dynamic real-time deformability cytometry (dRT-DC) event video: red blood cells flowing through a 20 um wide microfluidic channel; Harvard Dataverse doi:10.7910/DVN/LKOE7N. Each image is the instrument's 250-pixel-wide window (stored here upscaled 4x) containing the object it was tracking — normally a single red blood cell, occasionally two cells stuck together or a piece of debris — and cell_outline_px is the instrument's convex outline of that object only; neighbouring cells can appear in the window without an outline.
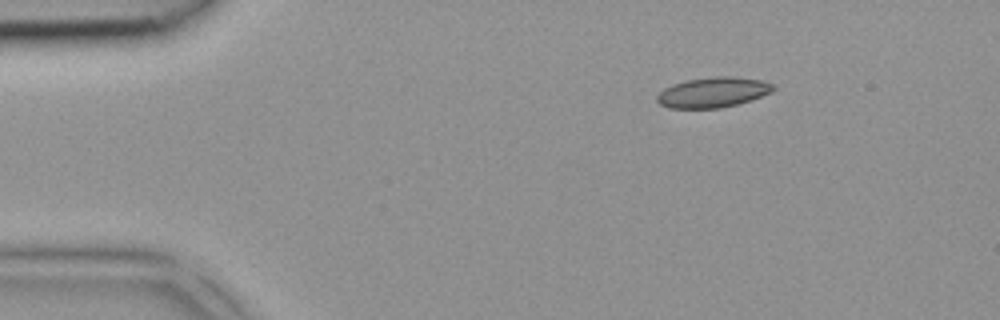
{"species": "common noctule bat (a hibernating species)", "species_latin": "Nyctalus noctula", "temperature_condition": "room temperature", "stored_images_in_passage": 37, "camera_frame_rate_fps": 3000, "um_per_image_px": 0.085, "animal": {"sex": "female", "body_mass_g": 18.4}, "frame": {"image": 1, "passage_image": 1, "time_ms": 0.0, "image_size_px": [1000, 320], "cell_outline_px": [[776, 88], [772, 92], [752, 100], [720, 108], [668, 108], [660, 104], [656, 100], [656, 96], [664, 88], [672, 84], [688, 80], [716, 76], [728, 76], [760, 80], [772, 84]], "centroid_in_image_um": [60.59, 7.85], "position_along_channel_um": 24.4, "area_um2": 20.4}}
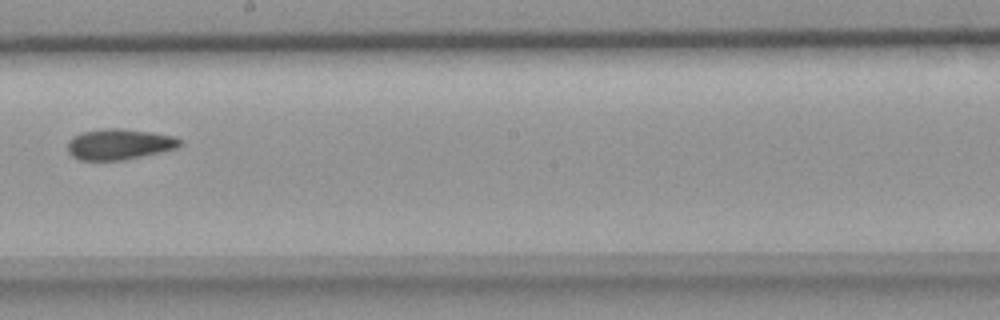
{"frame": {"image": 2, "passage_image": 19, "time_ms": 6.0, "image_size_px": [1000, 320], "cell_outline_px": [[180, 144], [176, 148], [160, 152], [120, 160], [80, 160], [72, 156], [68, 152], [68, 140], [72, 136], [80, 132], [104, 128], [120, 128], [152, 132], [172, 136], [180, 140]], "centroid_in_image_um": [10.07, 12.25], "position_along_channel_um": 238.1, "area_um2": 20.0}}
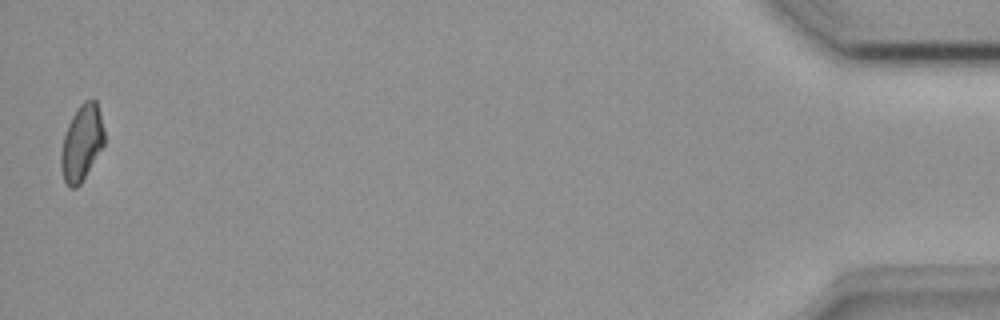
{"frame": {"image": 3, "passage_image": 37, "time_ms": 12.0, "image_size_px": [1000, 320], "cell_outline_px": [[104, 144], [80, 184], [76, 188], [68, 188], [64, 180], [60, 164], [60, 152], [64, 136], [68, 124], [72, 116], [80, 104], [84, 100], [92, 96], [96, 100], [104, 132]], "centroid_in_image_um": [6.93, 12.13], "position_along_channel_um": 428.3, "area_um2": 19.07}}